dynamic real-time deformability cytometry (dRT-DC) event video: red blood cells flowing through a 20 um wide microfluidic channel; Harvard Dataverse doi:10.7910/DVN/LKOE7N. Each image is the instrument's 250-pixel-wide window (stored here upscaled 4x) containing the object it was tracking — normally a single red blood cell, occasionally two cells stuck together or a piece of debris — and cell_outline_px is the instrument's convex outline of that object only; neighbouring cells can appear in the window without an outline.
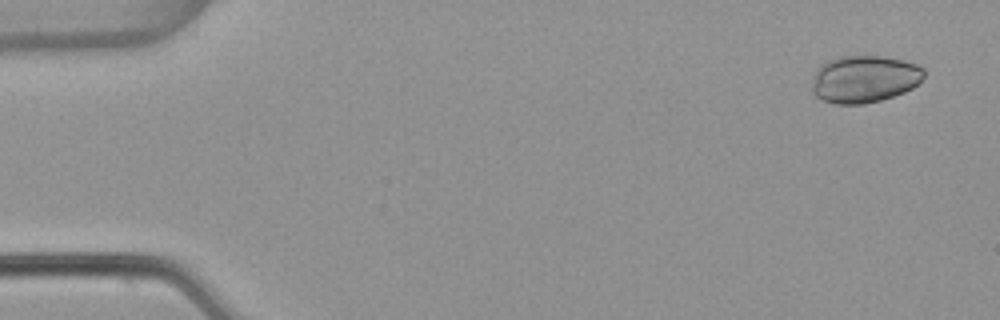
{"species": "common noctule bat (a hibernating species)", "species_latin": "Nyctalus noctula", "temperature_condition": "warm", "stored_images_in_passage": 6, "camera_frame_rate_fps": 3000, "um_per_image_px": 0.085, "animal": {"sex": "female", "body_mass_g": 22.7, "forearm_length_mm": 54.2}, "frame": {"image": 1, "passage_image": 1, "time_ms": 0.0, "image_size_px": [1000, 320], "cell_outline_px": [[924, 76], [912, 88], [904, 92], [880, 100], [864, 104], [836, 104], [824, 100], [816, 96], [812, 92], [812, 84], [816, 68], [820, 64], [828, 60], [840, 56], [884, 56], [904, 60], [920, 64], [924, 68]], "centroid_in_image_um": [73.47, 6.7], "position_along_channel_um": 11.5, "area_um2": 31.04}}
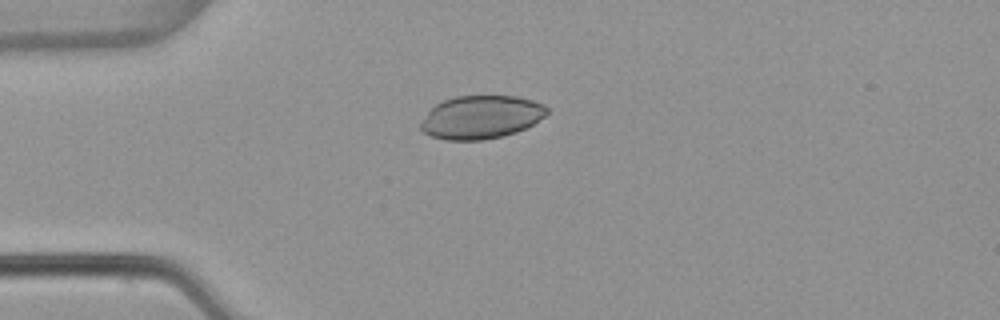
{"frame": {"image": 2, "passage_image": 4, "time_ms": 1.0, "image_size_px": [1000, 320], "cell_outline_px": [[548, 112], [544, 116], [532, 124], [516, 132], [484, 140], [444, 140], [432, 136], [424, 132], [420, 128], [420, 124], [428, 112], [436, 104], [444, 100], [456, 96], [516, 96], [532, 100], [544, 104], [548, 108]], "centroid_in_image_um": [40.89, 9.95], "position_along_channel_um": 44.1, "area_um2": 31.56}}
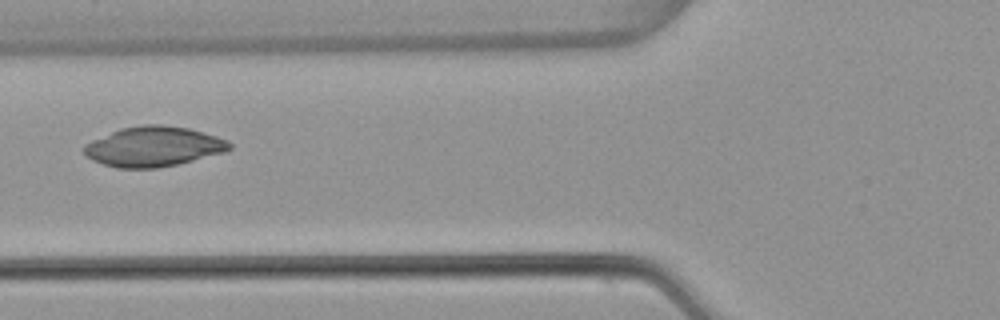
{"frame": {"image": 3, "passage_image": 6, "time_ms": 1.667, "image_size_px": [1000, 320], "cell_outline_px": [[232, 148], [224, 152], [176, 164], [156, 168], [116, 168], [92, 160], [80, 148], [84, 144], [92, 140], [120, 128], [144, 124], [160, 124], [188, 128], [216, 136], [228, 140], [232, 144]], "centroid_in_image_um": [13.02, 12.45], "position_along_channel_um": 112.8, "area_um2": 33.81}}